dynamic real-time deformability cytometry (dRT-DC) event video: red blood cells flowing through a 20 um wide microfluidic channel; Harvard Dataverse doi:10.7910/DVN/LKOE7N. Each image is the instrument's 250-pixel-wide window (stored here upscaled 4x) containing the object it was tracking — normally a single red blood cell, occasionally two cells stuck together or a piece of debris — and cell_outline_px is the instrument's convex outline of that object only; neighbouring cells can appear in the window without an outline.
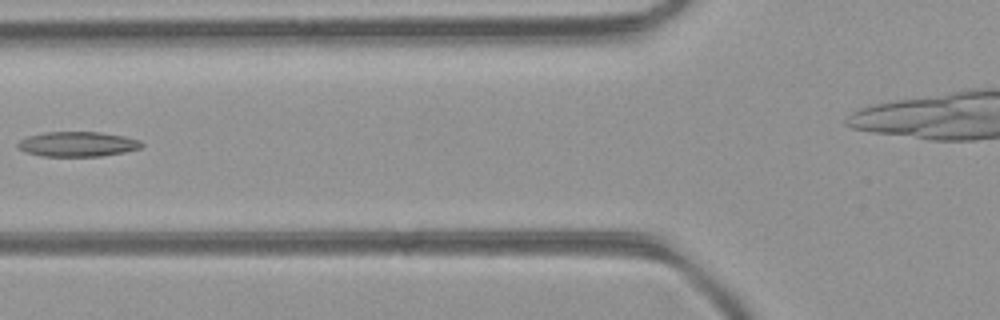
{"species": "common noctule bat (a hibernating species)", "species_latin": "Nyctalus noctula", "temperature_condition": "room temperature", "stored_images_in_passage": 5, "camera_frame_rate_fps": 3000, "um_per_image_px": 0.085, "animal": {"sex": "female", "body_mass_g": 21.9}, "frame": {"image": 1, "passage_image": 5, "time_ms": 1.333, "image_size_px": [1000, 320], "cell_outline_px": [[144, 144], [140, 148], [124, 152], [100, 156], [40, 156], [24, 152], [16, 144], [20, 140], [28, 136], [44, 132], [100, 132], [124, 136], [140, 140]], "centroid_in_image_um": [6.58, 12.25], "position_along_channel_um": 119.2, "area_um2": 17.98}}